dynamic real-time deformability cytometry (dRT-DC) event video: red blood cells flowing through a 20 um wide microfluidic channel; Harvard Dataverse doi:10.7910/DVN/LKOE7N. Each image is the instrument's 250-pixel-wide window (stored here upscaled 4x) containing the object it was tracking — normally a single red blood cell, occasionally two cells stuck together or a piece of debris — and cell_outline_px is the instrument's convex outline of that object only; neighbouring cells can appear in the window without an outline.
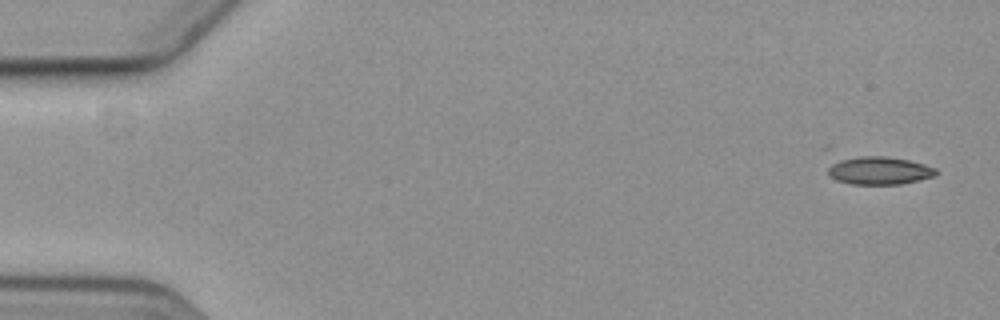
{"species": "common noctule bat (a hibernating species)", "species_latin": "Nyctalus noctula", "temperature_condition": "cold", "stored_images_in_passage": 5, "camera_frame_rate_fps": 3000, "um_per_image_px": 0.085, "animal": {"sex": "female", "body_mass_g": 19.3, "forearm_length_mm": 54.1}, "frame": {"image": 1, "passage_image": 1, "time_ms": 0.0, "image_size_px": [1000, 320], "cell_outline_px": [[936, 176], [900, 184], [852, 184], [836, 180], [828, 176], [820, 148], [824, 144], [828, 144], [908, 160], [924, 164], [936, 168]], "centroid_in_image_um": [74.07, 14.21], "position_along_channel_um": 10.9, "area_um2": 21.96}}
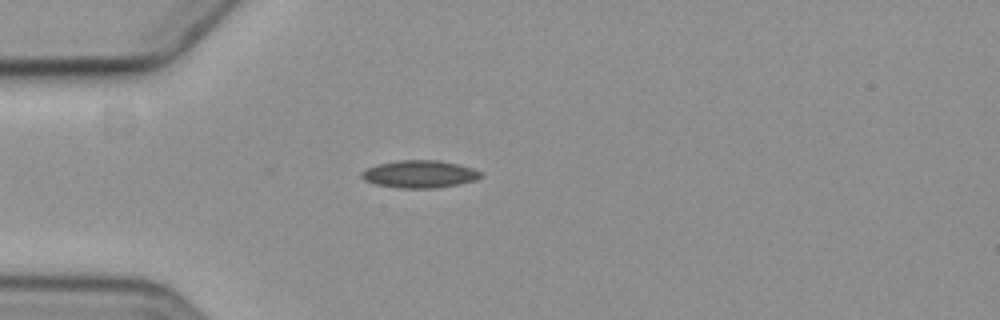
{"frame": {"image": 2, "passage_image": 5, "time_ms": 4.667, "image_size_px": [1000, 320], "cell_outline_px": [[484, 176], [476, 180], [460, 184], [432, 188], [396, 188], [376, 184], [364, 180], [360, 176], [360, 172], [376, 164], [400, 160], [440, 160], [472, 168], [484, 172]], "centroid_in_image_um": [35.68, 14.8], "position_along_channel_um": 49.3, "area_um2": 19.25}}